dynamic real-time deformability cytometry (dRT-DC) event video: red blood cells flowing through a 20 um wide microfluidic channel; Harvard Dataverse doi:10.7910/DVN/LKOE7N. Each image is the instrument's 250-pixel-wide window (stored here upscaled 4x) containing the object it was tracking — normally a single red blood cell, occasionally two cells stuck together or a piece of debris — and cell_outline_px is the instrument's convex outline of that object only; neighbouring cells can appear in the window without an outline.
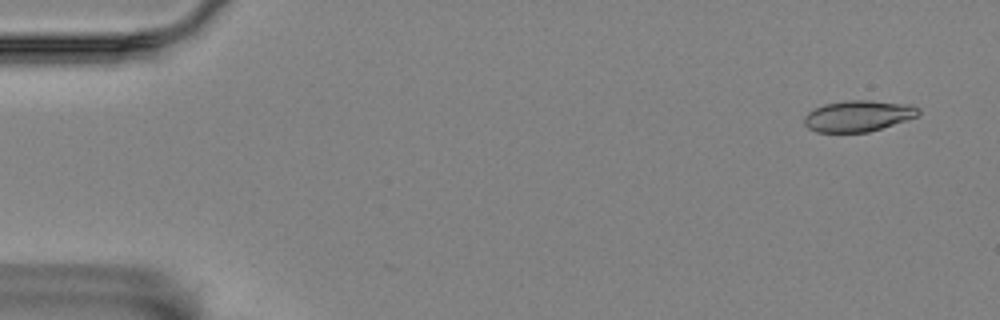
{"species": "Egyptian fruit bat (a non-hibernating species)", "species_latin": "Rousettus aegyptiacus", "temperature_condition": "room temperature", "stored_images_in_passage": 4, "camera_frame_rate_fps": 3000, "um_per_image_px": 0.085, "animal": {"sex": "female"}, "frame": {"image": 1, "passage_image": 1, "time_ms": 0.0, "image_size_px": [1000, 320], "cell_outline_px": [[920, 112], [916, 116], [868, 132], [816, 132], [808, 128], [804, 124], [804, 116], [808, 112], [824, 104], [844, 100], [868, 100], [912, 104], [920, 108]], "centroid_in_image_um": [72.92, 9.84], "position_along_channel_um": 12.1, "area_um2": 20.63}}